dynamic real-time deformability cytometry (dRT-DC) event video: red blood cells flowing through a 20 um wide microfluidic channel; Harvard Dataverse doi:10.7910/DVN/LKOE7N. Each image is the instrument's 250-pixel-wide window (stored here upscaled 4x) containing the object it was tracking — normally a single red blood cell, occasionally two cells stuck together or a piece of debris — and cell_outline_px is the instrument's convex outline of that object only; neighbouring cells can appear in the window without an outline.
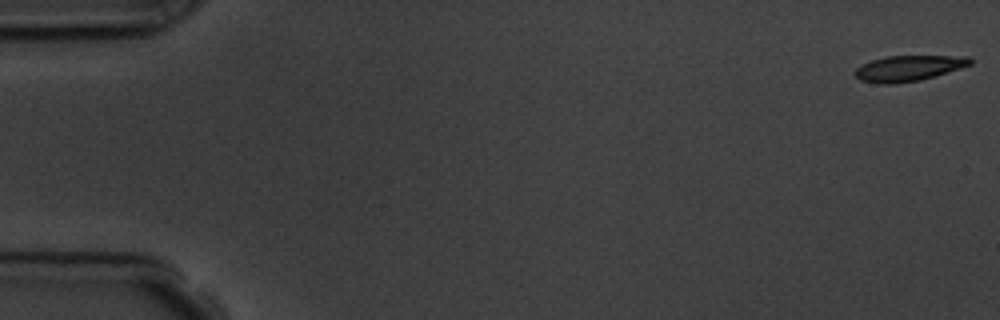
{"species": "common noctule bat (a hibernating species)", "species_latin": "Nyctalus noctula", "temperature_condition": "room temperature", "stored_images_in_passage": 6, "segment_of_instrument_passage": [1, 2], "camera_frame_rate_fps": 3000, "um_per_image_px": 0.085, "animal": {"sex": "male", "body_mass_g": 19.5, "forearm_length_mm": 54.6}, "frame": {"image": 1, "passage_image": 1, "time_ms": 0.0, "image_size_px": [1000, 320], "cell_outline_px": [[972, 64], [936, 76], [920, 80], [896, 84], [880, 84], [860, 80], [852, 72], [856, 68], [872, 60], [884, 56], [968, 56], [972, 60]], "centroid_in_image_um": [77.21, 5.81], "position_along_channel_um": 7.8, "area_um2": 17.28}}
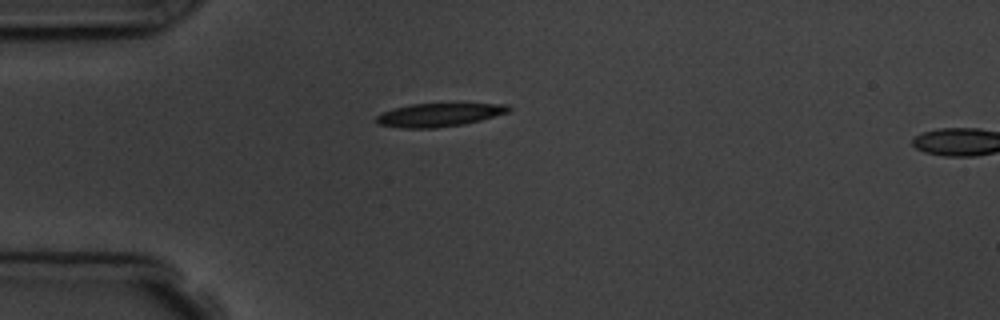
{"frame": {"image": 2, "passage_image": 5, "time_ms": 4.667, "image_size_px": [1000, 320], "cell_outline_px": [[512, 108], [508, 112], [480, 120], [464, 124], [436, 128], [400, 128], [376, 124], [376, 116], [384, 112], [396, 108], [412, 104], [508, 104]], "centroid_in_image_um": [37.3, 9.77], "position_along_channel_um": 47.7, "area_um2": 17.8}}